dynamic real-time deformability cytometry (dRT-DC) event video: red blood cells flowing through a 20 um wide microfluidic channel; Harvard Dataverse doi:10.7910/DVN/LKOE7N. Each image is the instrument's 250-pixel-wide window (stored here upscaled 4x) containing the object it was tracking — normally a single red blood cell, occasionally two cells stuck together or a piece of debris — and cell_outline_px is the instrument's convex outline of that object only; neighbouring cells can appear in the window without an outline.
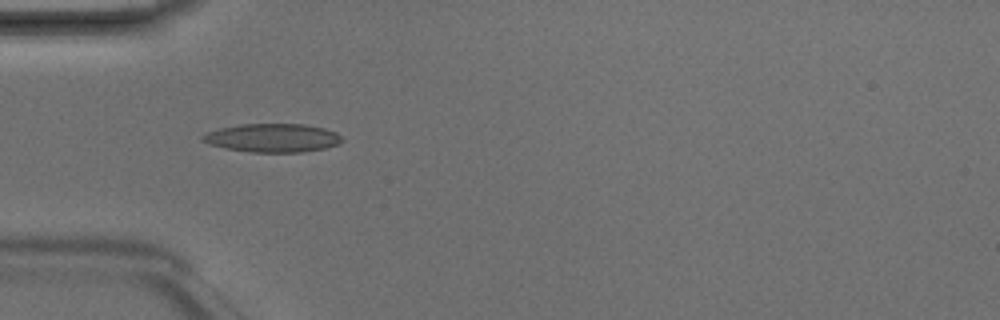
{"species": "Egyptian fruit bat (a non-hibernating species)", "species_latin": "Rousettus aegyptiacus", "temperature_condition": "room temperature", "stored_images_in_passage": 6, "camera_frame_rate_fps": 3000, "um_per_image_px": 0.085, "animal": {"sex": "male"}, "frame": {"image": 1, "passage_image": 3, "time_ms": 0.667, "image_size_px": [1000, 320], "cell_outline_px": [[344, 140], [336, 144], [324, 148], [300, 152], [248, 152], [224, 148], [208, 144], [200, 140], [200, 136], [208, 132], [220, 128], [240, 124], [304, 124], [324, 128], [336, 132]], "centroid_in_image_um": [23.12, 11.72], "position_along_channel_um": 61.9, "area_um2": 23.18}}